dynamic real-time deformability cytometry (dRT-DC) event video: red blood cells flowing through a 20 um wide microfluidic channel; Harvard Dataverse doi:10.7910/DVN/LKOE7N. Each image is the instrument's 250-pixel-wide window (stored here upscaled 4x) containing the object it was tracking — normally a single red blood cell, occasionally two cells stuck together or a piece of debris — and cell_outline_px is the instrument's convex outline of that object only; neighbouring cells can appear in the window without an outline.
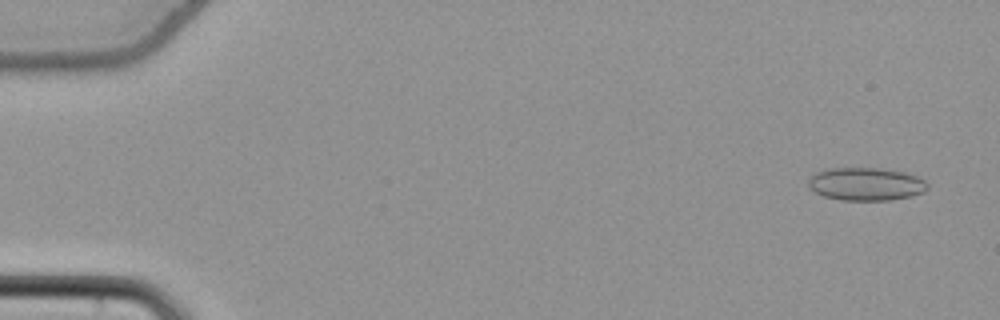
{"species": "common noctule bat (a hibernating species)", "species_latin": "Nyctalus noctula", "temperature_condition": "cold", "stored_images_in_passage": 55, "camera_frame_rate_fps": 3000, "um_per_image_px": 0.085, "animal": {"sex": "female", "body_mass_g": 22.7, "forearm_length_mm": 54.2}, "frame": {"image": 1, "passage_image": 3, "time_ms": 0.667, "image_size_px": [1000, 320], "cell_outline_px": [[928, 188], [924, 192], [912, 196], [892, 200], [840, 200], [824, 196], [808, 188], [808, 180], [816, 172], [828, 168], [880, 168], [904, 172], [916, 176], [924, 180], [928, 184]], "centroid_in_image_um": [73.61, 15.65], "position_along_channel_um": 11.4, "area_um2": 23.0}}
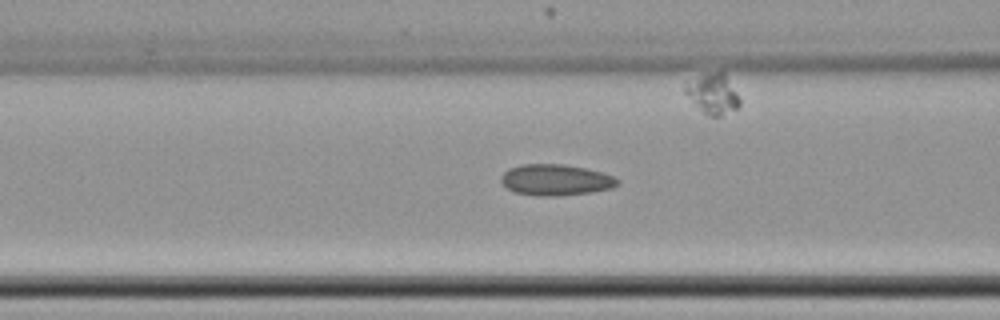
{"frame": {"image": 2, "passage_image": 23, "time_ms": 7.333, "image_size_px": [1000, 320], "cell_outline_px": [[620, 184], [612, 188], [592, 192], [556, 196], [536, 196], [516, 192], [508, 188], [500, 180], [500, 176], [508, 168], [520, 164], [564, 164], [584, 168], [600, 172], [612, 176], [620, 180]], "centroid_in_image_um": [47.23, 15.29], "position_along_channel_um": 119.4, "area_um2": 21.15}}
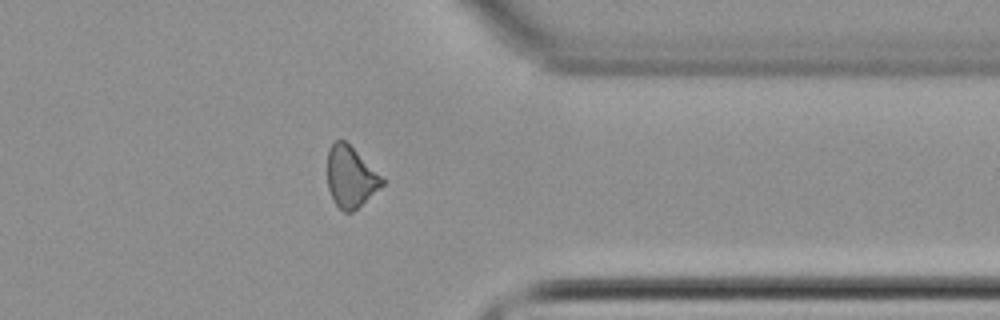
{"frame": {"image": 3, "passage_image": 44, "time_ms": 14.333, "image_size_px": [1000, 320], "cell_outline_px": [[388, 180], [384, 184], [352, 212], [344, 212], [332, 200], [328, 188], [328, 148], [336, 140], [344, 140], [384, 176]], "centroid_in_image_um": [29.83, 15.03], "position_along_channel_um": 381.6, "area_um2": 19.54}, "authors_computed_cell_mechanics": {"area_um2": 20.8658, "velocity_mm_per_s": 3.8494, "shape_relaxation_time_tau1_ms": null, "shape_relaxation_time_tau2_ms": 2.7978, "deformation_change_tau1": null, "deformation_change_tau2": 0.0994}}